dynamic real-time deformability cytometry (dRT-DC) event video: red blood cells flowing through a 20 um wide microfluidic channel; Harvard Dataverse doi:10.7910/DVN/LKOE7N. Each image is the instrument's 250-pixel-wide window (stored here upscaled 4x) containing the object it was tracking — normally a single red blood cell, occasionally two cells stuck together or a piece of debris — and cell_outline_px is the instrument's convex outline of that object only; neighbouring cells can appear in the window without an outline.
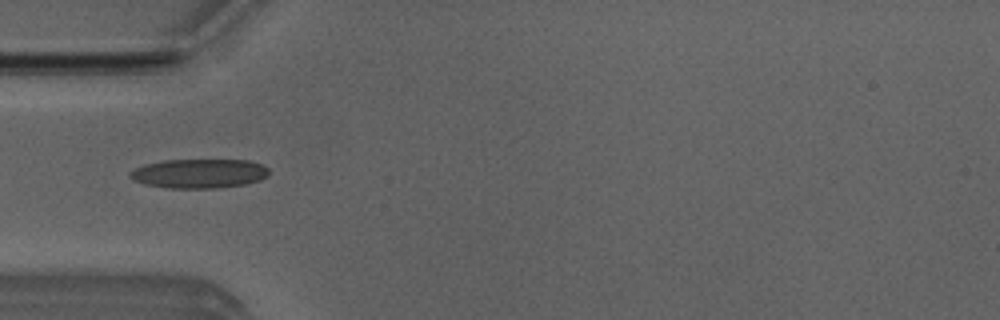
{"species": "Egyptian fruit bat (a non-hibernating species)", "species_latin": "Rousettus aegyptiacus", "temperature_condition": "room temperature", "stored_images_in_passage": 51, "camera_frame_rate_fps": 3000, "um_per_image_px": 0.085, "animal": {"sex": "male"}, "frame": {"image": 1, "passage_image": 16, "time_ms": 5.0, "image_size_px": [1000, 320], "cell_outline_px": [[268, 176], [260, 180], [244, 184], [216, 188], [168, 188], [144, 184], [132, 180], [128, 176], [128, 172], [144, 164], [164, 160], [248, 160], [260, 164], [268, 168]], "centroid_in_image_um": [16.88, 14.75], "position_along_channel_um": 68.1, "area_um2": 23.76}}
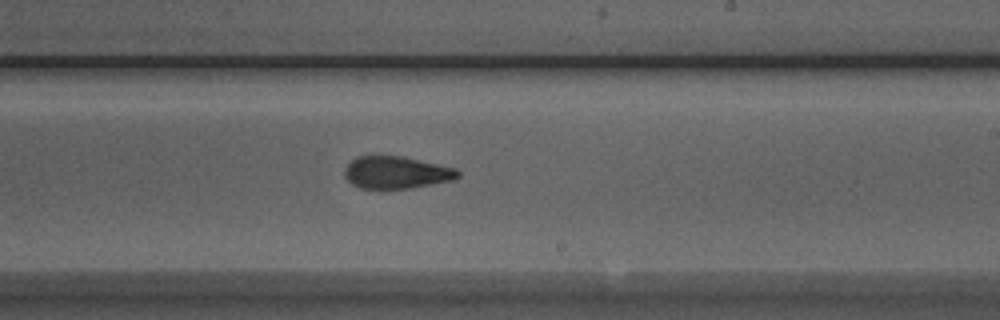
{"frame": {"image": 2, "passage_image": 30, "time_ms": 9.667, "image_size_px": [1000, 320], "cell_outline_px": [[460, 176], [452, 180], [412, 188], [380, 192], [360, 188], [352, 184], [344, 176], [344, 168], [356, 156], [400, 156], [456, 168], [460, 172]], "centroid_in_image_um": [33.64, 14.71], "position_along_channel_um": 255.4, "area_um2": 21.91}}
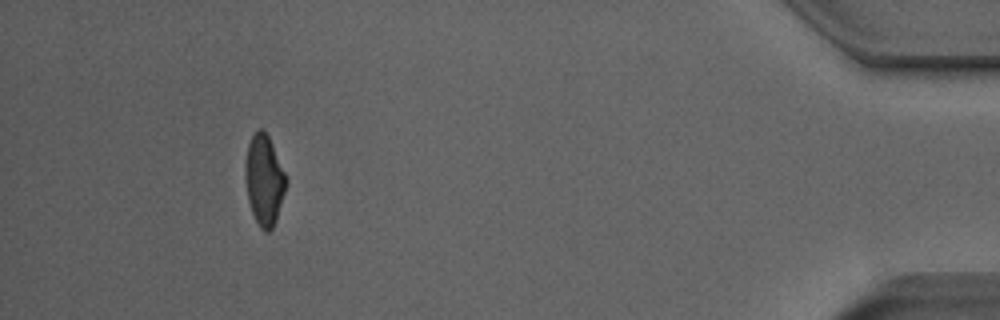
{"frame": {"image": 3, "passage_image": 47, "time_ms": 15.333, "image_size_px": [1000, 320], "cell_outline_px": [[288, 184], [276, 220], [272, 228], [268, 232], [264, 232], [260, 228], [252, 212], [248, 200], [244, 176], [244, 164], [248, 144], [252, 136], [260, 128], [268, 136], [288, 180]], "centroid_in_image_um": [22.45, 15.34], "position_along_channel_um": 412.7, "area_um2": 21.5}, "authors_computed_cell_mechanics": {"area_um2": 21.675, "velocity_mm_per_s": 4.0109, "shape_relaxation_time_tau1_ms": 9.1275, "shape_relaxation_time_tau2_ms": 1.7471, "deformation_change_tau1": 0.2255, "deformation_change_tau2": 0.091}}